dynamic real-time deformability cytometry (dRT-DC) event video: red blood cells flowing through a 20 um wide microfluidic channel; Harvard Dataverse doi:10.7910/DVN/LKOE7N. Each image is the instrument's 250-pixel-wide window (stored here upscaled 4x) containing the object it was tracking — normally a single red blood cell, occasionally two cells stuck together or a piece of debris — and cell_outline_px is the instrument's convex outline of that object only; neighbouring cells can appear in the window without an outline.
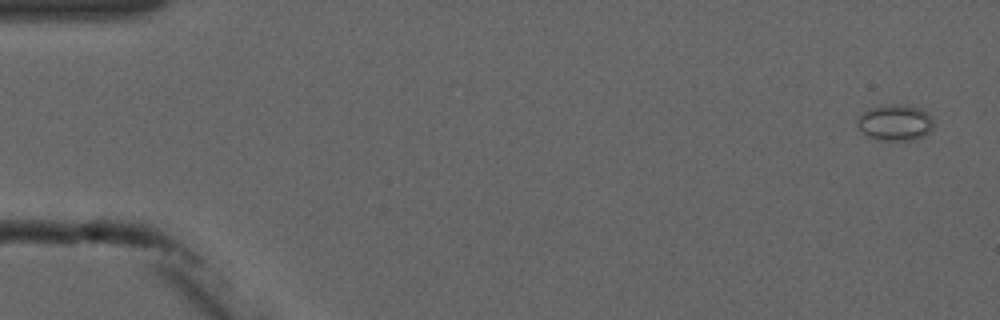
{"species": "common noctule bat (a hibernating species)", "species_latin": "Nyctalus noctula", "temperature_condition": "cold", "stored_images_in_passage": 6, "camera_frame_rate_fps": 3000, "um_per_image_px": 0.085, "animal": {"sex": "male", "forearm_length_mm": 52.5}, "frame": {"image": 1, "passage_image": 1, "time_ms": 0.0, "image_size_px": [1000, 320], "cell_outline_px": [[932, 128], [924, 136], [916, 140], [876, 140], [868, 136], [856, 124], [856, 120], [868, 108], [880, 104], [904, 104], [920, 108], [928, 112], [932, 120]], "centroid_in_image_um": [76.08, 10.4], "position_along_channel_um": 8.9, "area_um2": 16.24}}
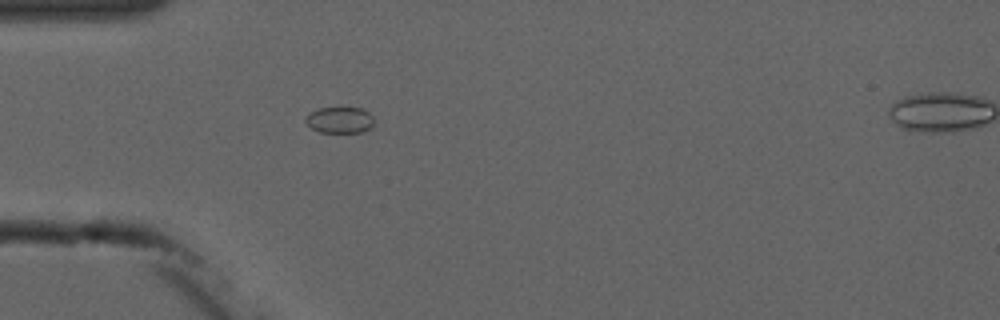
{"frame": {"image": 2, "passage_image": 5, "time_ms": 4.667, "image_size_px": [1000, 320], "cell_outline_px": [[372, 124], [368, 128], [360, 132], [320, 132], [312, 128], [304, 120], [304, 116], [308, 112], [320, 108], [340, 104], [360, 108], [368, 112], [372, 116]], "centroid_in_image_um": [28.81, 10.13], "position_along_channel_um": 56.2, "area_um2": 10.87}}